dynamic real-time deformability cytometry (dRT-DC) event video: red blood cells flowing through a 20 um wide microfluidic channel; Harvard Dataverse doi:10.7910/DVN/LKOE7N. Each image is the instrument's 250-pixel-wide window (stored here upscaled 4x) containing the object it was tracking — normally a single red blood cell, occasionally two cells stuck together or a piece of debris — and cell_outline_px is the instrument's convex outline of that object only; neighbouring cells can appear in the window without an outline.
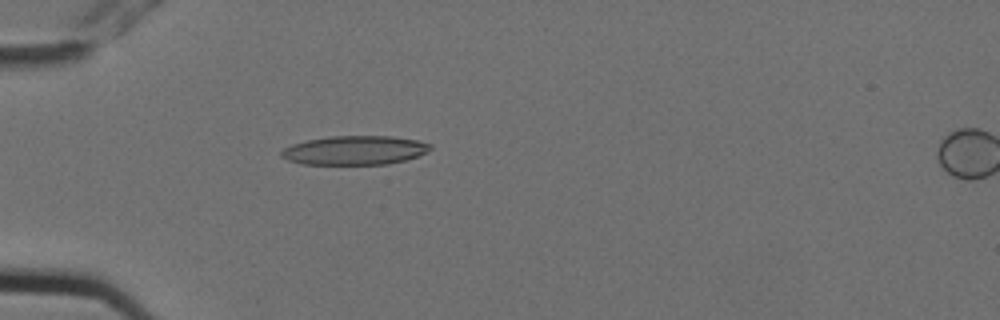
{"species": "Egyptian fruit bat (a non-hibernating species)", "species_latin": "Rousettus aegyptiacus", "temperature_condition": "cold", "stored_images_in_passage": 2, "segment_of_instrument_passage": [1, 2], "camera_frame_rate_fps": 3000, "um_per_image_px": 0.085, "animal": {"sex": "female"}, "frame": {"image": 1, "passage_image": 1, "time_ms": 0.0, "image_size_px": [1000, 320], "cell_outline_px": [[432, 148], [428, 152], [404, 160], [388, 164], [300, 164], [288, 160], [280, 156], [280, 152], [284, 148], [292, 144], [308, 140], [332, 136], [392, 136], [416, 140], [432, 144]], "centroid_in_image_um": [30.15, 12.77], "position_along_channel_um": 54.9, "area_um2": 25.14}}